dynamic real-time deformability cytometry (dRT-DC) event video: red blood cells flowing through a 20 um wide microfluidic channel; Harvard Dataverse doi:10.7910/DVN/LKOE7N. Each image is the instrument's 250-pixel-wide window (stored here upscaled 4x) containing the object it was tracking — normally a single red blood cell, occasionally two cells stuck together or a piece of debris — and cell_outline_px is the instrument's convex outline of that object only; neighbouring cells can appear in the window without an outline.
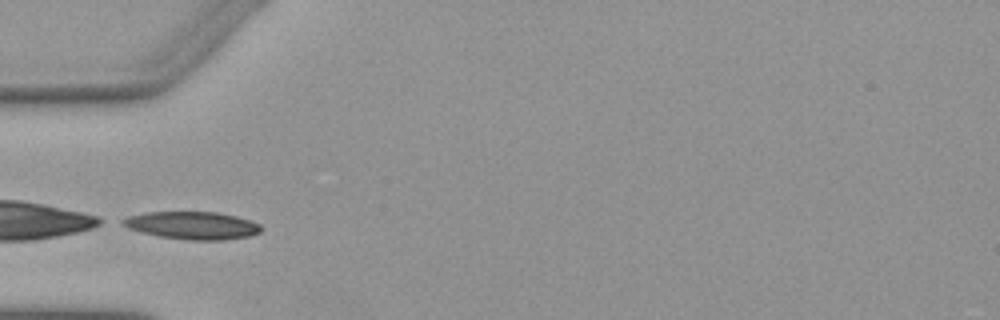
{"species": "Egyptian fruit bat (a non-hibernating species)", "species_latin": "Rousettus aegyptiacus", "temperature_condition": "warm", "stored_images_in_passage": 26, "camera_frame_rate_fps": 3000, "um_per_image_px": 0.085, "animal": {"sex": "female"}, "frame": {"image": 1, "passage_image": 1, "time_ms": 0.0, "image_size_px": [1000, 320], "cell_outline_px": [[264, 228], [260, 232], [248, 236], [224, 240], [188, 240], [160, 236], [140, 232], [128, 228], [120, 224], [120, 220], [128, 216], [148, 212], [216, 212], [236, 216], [252, 220], [260, 224]], "centroid_in_image_um": [16.36, 19.16], "position_along_channel_um": 68.6, "area_um2": 22.43}, "authors_computed_cell_mechanics": {"area_um2": 20.6635, "velocity_mm_per_s": 3.8772, "shape_relaxation_time_tau1_ms": 6.766, "shape_relaxation_time_tau2_ms": 9.1147, "deformation_change_tau1": 0.1653, "deformation_change_tau2": 0.1252}}